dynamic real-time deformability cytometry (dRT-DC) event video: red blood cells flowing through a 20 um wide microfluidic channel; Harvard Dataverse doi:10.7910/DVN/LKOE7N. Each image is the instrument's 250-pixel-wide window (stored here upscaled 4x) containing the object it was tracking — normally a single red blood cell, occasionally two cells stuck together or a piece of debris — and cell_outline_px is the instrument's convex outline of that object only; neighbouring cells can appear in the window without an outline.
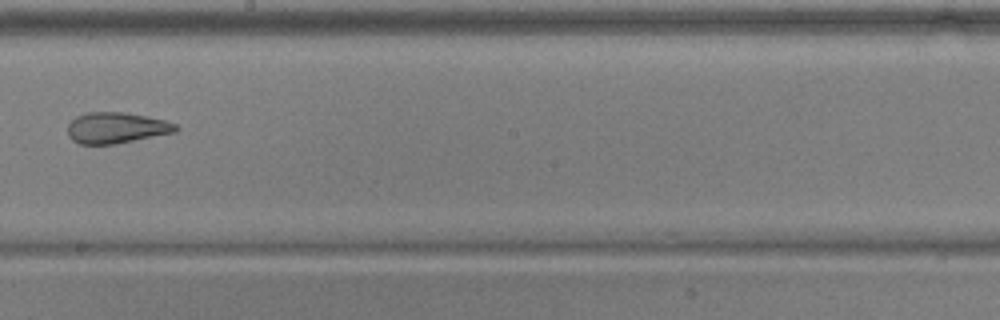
{"species": "common noctule bat (a hibernating species)", "species_latin": "Nyctalus noctula", "temperature_condition": "warm", "stored_images_in_passage": 6, "camera_frame_rate_fps": 3000, "um_per_image_px": 0.085, "animal": {"sex": "male", "body_mass_g": 17.9, "forearm_length_mm": 54.2}, "frame": {"image": 1, "passage_image": 6, "time_ms": 1.667, "image_size_px": [1000, 320], "cell_outline_px": [[180, 128], [176, 132], [116, 144], [80, 144], [72, 140], [68, 136], [68, 124], [76, 116], [88, 112], [124, 112], [164, 120], [176, 124]], "centroid_in_image_um": [9.88, 10.87], "position_along_channel_um": 238.3, "area_um2": 19.54}}